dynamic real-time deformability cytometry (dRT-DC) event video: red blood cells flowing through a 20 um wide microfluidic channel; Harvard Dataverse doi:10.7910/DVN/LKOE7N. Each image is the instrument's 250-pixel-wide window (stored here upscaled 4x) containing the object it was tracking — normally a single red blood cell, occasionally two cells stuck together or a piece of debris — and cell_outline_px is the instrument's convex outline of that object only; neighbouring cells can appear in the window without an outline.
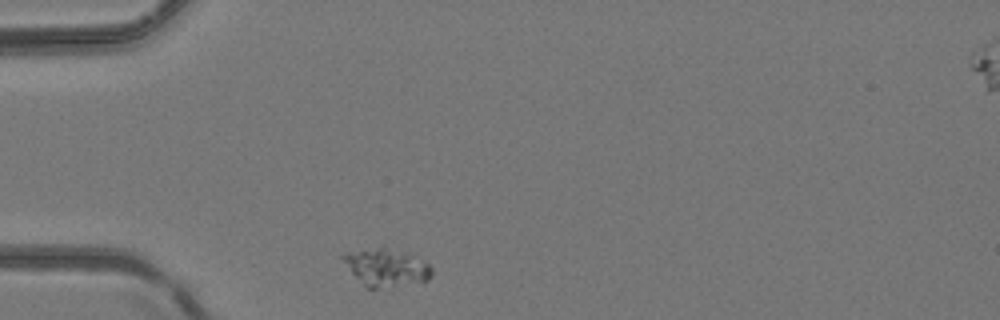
{"species": "common noctule bat (a hibernating species)", "species_latin": "Nyctalus noctula", "temperature_condition": "room temperature", "stored_images_in_passage": 5, "camera_frame_rate_fps": 3000, "um_per_image_px": 0.085, "animal": {"sex": "female", "body_mass_g": 24.6, "forearm_length_mm": 56.2}, "frame": {"image": 1, "passage_image": 1, "time_ms": 0.0, "image_size_px": [1000, 320], "cell_outline_px": [[432, 276], [428, 280], [376, 288], [368, 288], [352, 272], [340, 256], [344, 252], [384, 244], [412, 256], [428, 264], [432, 268]], "centroid_in_image_um": [32.79, 22.66], "position_along_channel_um": 52.2, "area_um2": 19.31}}